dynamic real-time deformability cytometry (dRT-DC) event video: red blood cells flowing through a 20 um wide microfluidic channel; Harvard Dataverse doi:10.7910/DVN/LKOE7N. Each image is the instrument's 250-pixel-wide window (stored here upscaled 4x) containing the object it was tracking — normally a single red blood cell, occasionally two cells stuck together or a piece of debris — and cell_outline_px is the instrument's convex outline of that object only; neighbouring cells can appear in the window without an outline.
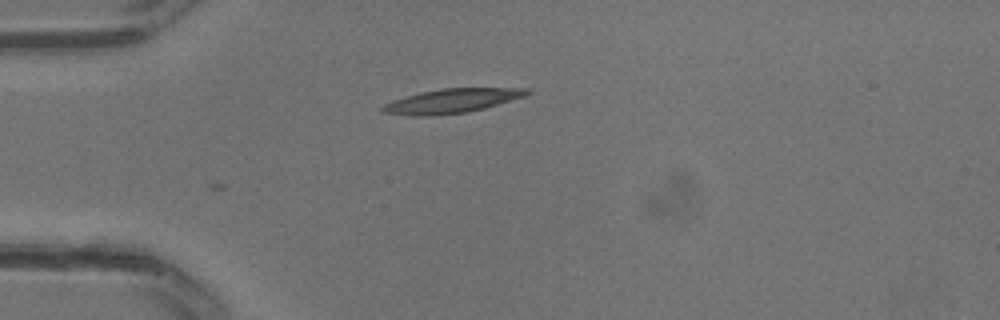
{"species": "common noctule bat (a hibernating species)", "species_latin": "Nyctalus noctula", "temperature_condition": "warm", "stored_images_in_passage": 4, "camera_frame_rate_fps": 3000, "um_per_image_px": 0.085, "animal": {"sex": "male", "body_mass_g": 13.3}, "frame": {"image": 1, "passage_image": 4, "time_ms": 1.0, "image_size_px": [1000, 320], "cell_outline_px": [[532, 92], [524, 96], [484, 108], [468, 112], [432, 116], [412, 116], [380, 112], [380, 108], [384, 104], [392, 100], [420, 92], [440, 88], [528, 88]], "centroid_in_image_um": [38.35, 8.58], "position_along_channel_um": 46.7, "area_um2": 20.46}}